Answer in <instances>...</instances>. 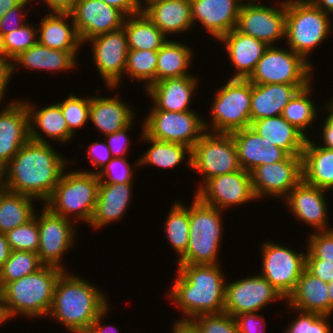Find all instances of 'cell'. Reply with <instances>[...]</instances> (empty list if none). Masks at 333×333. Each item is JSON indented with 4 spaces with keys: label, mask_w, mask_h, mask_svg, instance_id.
<instances>
[{
    "label": "cell",
    "mask_w": 333,
    "mask_h": 333,
    "mask_svg": "<svg viewBox=\"0 0 333 333\" xmlns=\"http://www.w3.org/2000/svg\"><path fill=\"white\" fill-rule=\"evenodd\" d=\"M312 65L290 48L269 46L248 80L253 84H310Z\"/></svg>",
    "instance_id": "cell-10"
},
{
    "label": "cell",
    "mask_w": 333,
    "mask_h": 333,
    "mask_svg": "<svg viewBox=\"0 0 333 333\" xmlns=\"http://www.w3.org/2000/svg\"><path fill=\"white\" fill-rule=\"evenodd\" d=\"M35 198L7 189L0 192V233H6L29 221L35 214Z\"/></svg>",
    "instance_id": "cell-38"
},
{
    "label": "cell",
    "mask_w": 333,
    "mask_h": 333,
    "mask_svg": "<svg viewBox=\"0 0 333 333\" xmlns=\"http://www.w3.org/2000/svg\"><path fill=\"white\" fill-rule=\"evenodd\" d=\"M64 271L59 267L44 265L33 274L6 283L0 289V297L12 318L17 315L27 318L49 315L56 282Z\"/></svg>",
    "instance_id": "cell-4"
},
{
    "label": "cell",
    "mask_w": 333,
    "mask_h": 333,
    "mask_svg": "<svg viewBox=\"0 0 333 333\" xmlns=\"http://www.w3.org/2000/svg\"><path fill=\"white\" fill-rule=\"evenodd\" d=\"M261 2L259 0H239V3L241 4V6H244V5H256V4H260L258 2Z\"/></svg>",
    "instance_id": "cell-70"
},
{
    "label": "cell",
    "mask_w": 333,
    "mask_h": 333,
    "mask_svg": "<svg viewBox=\"0 0 333 333\" xmlns=\"http://www.w3.org/2000/svg\"><path fill=\"white\" fill-rule=\"evenodd\" d=\"M5 173H4V166L0 164V192L5 190Z\"/></svg>",
    "instance_id": "cell-68"
},
{
    "label": "cell",
    "mask_w": 333,
    "mask_h": 333,
    "mask_svg": "<svg viewBox=\"0 0 333 333\" xmlns=\"http://www.w3.org/2000/svg\"><path fill=\"white\" fill-rule=\"evenodd\" d=\"M279 6V8L263 4L241 6L236 29L265 42L268 46H274L275 41L285 38V1Z\"/></svg>",
    "instance_id": "cell-18"
},
{
    "label": "cell",
    "mask_w": 333,
    "mask_h": 333,
    "mask_svg": "<svg viewBox=\"0 0 333 333\" xmlns=\"http://www.w3.org/2000/svg\"><path fill=\"white\" fill-rule=\"evenodd\" d=\"M221 87L212 103L211 125L204 120L205 130L231 134L250 127L252 83L248 79L230 78Z\"/></svg>",
    "instance_id": "cell-7"
},
{
    "label": "cell",
    "mask_w": 333,
    "mask_h": 333,
    "mask_svg": "<svg viewBox=\"0 0 333 333\" xmlns=\"http://www.w3.org/2000/svg\"><path fill=\"white\" fill-rule=\"evenodd\" d=\"M191 168L200 172L203 182L211 178L241 170L232 134L206 131L191 149Z\"/></svg>",
    "instance_id": "cell-9"
},
{
    "label": "cell",
    "mask_w": 333,
    "mask_h": 333,
    "mask_svg": "<svg viewBox=\"0 0 333 333\" xmlns=\"http://www.w3.org/2000/svg\"><path fill=\"white\" fill-rule=\"evenodd\" d=\"M28 4L31 3H19L0 18V38L6 33L18 30L26 23L24 18H26L25 13L28 11L25 10V7Z\"/></svg>",
    "instance_id": "cell-51"
},
{
    "label": "cell",
    "mask_w": 333,
    "mask_h": 333,
    "mask_svg": "<svg viewBox=\"0 0 333 333\" xmlns=\"http://www.w3.org/2000/svg\"><path fill=\"white\" fill-rule=\"evenodd\" d=\"M24 102L29 113L31 140L48 143V141L43 138L44 136L41 133L39 134V130L46 137H50L51 140L61 143H66L67 141H71V139H73L72 137L74 135L67 127L58 102L55 104L53 103L52 105L44 106L41 109H36L35 104L33 105L32 103H28L27 100H24Z\"/></svg>",
    "instance_id": "cell-29"
},
{
    "label": "cell",
    "mask_w": 333,
    "mask_h": 333,
    "mask_svg": "<svg viewBox=\"0 0 333 333\" xmlns=\"http://www.w3.org/2000/svg\"><path fill=\"white\" fill-rule=\"evenodd\" d=\"M328 283L311 274L306 268L296 287L286 299L289 308L329 316Z\"/></svg>",
    "instance_id": "cell-30"
},
{
    "label": "cell",
    "mask_w": 333,
    "mask_h": 333,
    "mask_svg": "<svg viewBox=\"0 0 333 333\" xmlns=\"http://www.w3.org/2000/svg\"><path fill=\"white\" fill-rule=\"evenodd\" d=\"M307 138L302 153L303 180L327 191L333 189V149Z\"/></svg>",
    "instance_id": "cell-34"
},
{
    "label": "cell",
    "mask_w": 333,
    "mask_h": 333,
    "mask_svg": "<svg viewBox=\"0 0 333 333\" xmlns=\"http://www.w3.org/2000/svg\"><path fill=\"white\" fill-rule=\"evenodd\" d=\"M71 19L70 13L47 12L37 28L38 43L55 50L79 51L82 43Z\"/></svg>",
    "instance_id": "cell-31"
},
{
    "label": "cell",
    "mask_w": 333,
    "mask_h": 333,
    "mask_svg": "<svg viewBox=\"0 0 333 333\" xmlns=\"http://www.w3.org/2000/svg\"><path fill=\"white\" fill-rule=\"evenodd\" d=\"M123 28L129 49L159 50L168 41V37L143 11L125 17Z\"/></svg>",
    "instance_id": "cell-35"
},
{
    "label": "cell",
    "mask_w": 333,
    "mask_h": 333,
    "mask_svg": "<svg viewBox=\"0 0 333 333\" xmlns=\"http://www.w3.org/2000/svg\"><path fill=\"white\" fill-rule=\"evenodd\" d=\"M12 316L8 310L3 299L0 297V324L7 322L8 319L11 320Z\"/></svg>",
    "instance_id": "cell-66"
},
{
    "label": "cell",
    "mask_w": 333,
    "mask_h": 333,
    "mask_svg": "<svg viewBox=\"0 0 333 333\" xmlns=\"http://www.w3.org/2000/svg\"><path fill=\"white\" fill-rule=\"evenodd\" d=\"M109 302L100 289L64 271L58 278L49 316L73 333H85Z\"/></svg>",
    "instance_id": "cell-3"
},
{
    "label": "cell",
    "mask_w": 333,
    "mask_h": 333,
    "mask_svg": "<svg viewBox=\"0 0 333 333\" xmlns=\"http://www.w3.org/2000/svg\"><path fill=\"white\" fill-rule=\"evenodd\" d=\"M88 147L89 148H87L86 151L88 152V157L90 158L89 162L92 163L93 167L100 168V170H86V172L98 174L102 169H104V167L111 161L113 157L105 141L92 142Z\"/></svg>",
    "instance_id": "cell-53"
},
{
    "label": "cell",
    "mask_w": 333,
    "mask_h": 333,
    "mask_svg": "<svg viewBox=\"0 0 333 333\" xmlns=\"http://www.w3.org/2000/svg\"><path fill=\"white\" fill-rule=\"evenodd\" d=\"M78 51H63L48 48L38 42L21 52L12 60L13 74L16 66L22 65L30 70H45L49 72L68 71L77 66ZM14 62V63H13ZM17 63V64H16Z\"/></svg>",
    "instance_id": "cell-33"
},
{
    "label": "cell",
    "mask_w": 333,
    "mask_h": 333,
    "mask_svg": "<svg viewBox=\"0 0 333 333\" xmlns=\"http://www.w3.org/2000/svg\"><path fill=\"white\" fill-rule=\"evenodd\" d=\"M142 11L166 36L186 33L194 25L190 0H149Z\"/></svg>",
    "instance_id": "cell-25"
},
{
    "label": "cell",
    "mask_w": 333,
    "mask_h": 333,
    "mask_svg": "<svg viewBox=\"0 0 333 333\" xmlns=\"http://www.w3.org/2000/svg\"><path fill=\"white\" fill-rule=\"evenodd\" d=\"M63 157L49 143L30 139L4 166L6 189L45 203L67 167Z\"/></svg>",
    "instance_id": "cell-1"
},
{
    "label": "cell",
    "mask_w": 333,
    "mask_h": 333,
    "mask_svg": "<svg viewBox=\"0 0 333 333\" xmlns=\"http://www.w3.org/2000/svg\"><path fill=\"white\" fill-rule=\"evenodd\" d=\"M19 3L16 0H0V18Z\"/></svg>",
    "instance_id": "cell-65"
},
{
    "label": "cell",
    "mask_w": 333,
    "mask_h": 333,
    "mask_svg": "<svg viewBox=\"0 0 333 333\" xmlns=\"http://www.w3.org/2000/svg\"><path fill=\"white\" fill-rule=\"evenodd\" d=\"M81 43L123 27L125 15L101 0H77L69 12Z\"/></svg>",
    "instance_id": "cell-19"
},
{
    "label": "cell",
    "mask_w": 333,
    "mask_h": 333,
    "mask_svg": "<svg viewBox=\"0 0 333 333\" xmlns=\"http://www.w3.org/2000/svg\"><path fill=\"white\" fill-rule=\"evenodd\" d=\"M262 275L285 298L293 292L306 268V253L272 241L262 244Z\"/></svg>",
    "instance_id": "cell-12"
},
{
    "label": "cell",
    "mask_w": 333,
    "mask_h": 333,
    "mask_svg": "<svg viewBox=\"0 0 333 333\" xmlns=\"http://www.w3.org/2000/svg\"><path fill=\"white\" fill-rule=\"evenodd\" d=\"M250 174L256 198H285L303 179L302 155H289L283 161L257 166Z\"/></svg>",
    "instance_id": "cell-14"
},
{
    "label": "cell",
    "mask_w": 333,
    "mask_h": 333,
    "mask_svg": "<svg viewBox=\"0 0 333 333\" xmlns=\"http://www.w3.org/2000/svg\"><path fill=\"white\" fill-rule=\"evenodd\" d=\"M36 211L34 216L22 224L5 233L12 251L23 250L37 253L39 248V228Z\"/></svg>",
    "instance_id": "cell-45"
},
{
    "label": "cell",
    "mask_w": 333,
    "mask_h": 333,
    "mask_svg": "<svg viewBox=\"0 0 333 333\" xmlns=\"http://www.w3.org/2000/svg\"><path fill=\"white\" fill-rule=\"evenodd\" d=\"M288 156L289 154L285 150L271 144L269 147H263L262 165L283 161Z\"/></svg>",
    "instance_id": "cell-59"
},
{
    "label": "cell",
    "mask_w": 333,
    "mask_h": 333,
    "mask_svg": "<svg viewBox=\"0 0 333 333\" xmlns=\"http://www.w3.org/2000/svg\"><path fill=\"white\" fill-rule=\"evenodd\" d=\"M193 23L199 21L217 40L236 28L239 0H190Z\"/></svg>",
    "instance_id": "cell-22"
},
{
    "label": "cell",
    "mask_w": 333,
    "mask_h": 333,
    "mask_svg": "<svg viewBox=\"0 0 333 333\" xmlns=\"http://www.w3.org/2000/svg\"><path fill=\"white\" fill-rule=\"evenodd\" d=\"M306 241V260L333 262V228L315 231Z\"/></svg>",
    "instance_id": "cell-48"
},
{
    "label": "cell",
    "mask_w": 333,
    "mask_h": 333,
    "mask_svg": "<svg viewBox=\"0 0 333 333\" xmlns=\"http://www.w3.org/2000/svg\"><path fill=\"white\" fill-rule=\"evenodd\" d=\"M77 0H43L50 12L69 13Z\"/></svg>",
    "instance_id": "cell-61"
},
{
    "label": "cell",
    "mask_w": 333,
    "mask_h": 333,
    "mask_svg": "<svg viewBox=\"0 0 333 333\" xmlns=\"http://www.w3.org/2000/svg\"><path fill=\"white\" fill-rule=\"evenodd\" d=\"M140 138L151 143L152 146L141 158L137 159V163L135 161L134 166L155 165L164 169H171L177 167L185 159L187 161L186 164L191 168L192 154L190 147L179 143L153 139L148 137L143 131Z\"/></svg>",
    "instance_id": "cell-36"
},
{
    "label": "cell",
    "mask_w": 333,
    "mask_h": 333,
    "mask_svg": "<svg viewBox=\"0 0 333 333\" xmlns=\"http://www.w3.org/2000/svg\"><path fill=\"white\" fill-rule=\"evenodd\" d=\"M142 1H144V2H142V4L144 5V3L146 4L149 0H142ZM138 2H139V4L142 6V4H141V0H138Z\"/></svg>",
    "instance_id": "cell-72"
},
{
    "label": "cell",
    "mask_w": 333,
    "mask_h": 333,
    "mask_svg": "<svg viewBox=\"0 0 333 333\" xmlns=\"http://www.w3.org/2000/svg\"><path fill=\"white\" fill-rule=\"evenodd\" d=\"M195 196L206 205L222 211L234 205L258 201L253 191L251 174L243 169L209 179Z\"/></svg>",
    "instance_id": "cell-16"
},
{
    "label": "cell",
    "mask_w": 333,
    "mask_h": 333,
    "mask_svg": "<svg viewBox=\"0 0 333 333\" xmlns=\"http://www.w3.org/2000/svg\"><path fill=\"white\" fill-rule=\"evenodd\" d=\"M133 173V168L125 157H116L112 158L97 175L102 183L123 184L133 183Z\"/></svg>",
    "instance_id": "cell-50"
},
{
    "label": "cell",
    "mask_w": 333,
    "mask_h": 333,
    "mask_svg": "<svg viewBox=\"0 0 333 333\" xmlns=\"http://www.w3.org/2000/svg\"><path fill=\"white\" fill-rule=\"evenodd\" d=\"M18 3H30L32 0H16ZM34 1V0H33Z\"/></svg>",
    "instance_id": "cell-71"
},
{
    "label": "cell",
    "mask_w": 333,
    "mask_h": 333,
    "mask_svg": "<svg viewBox=\"0 0 333 333\" xmlns=\"http://www.w3.org/2000/svg\"><path fill=\"white\" fill-rule=\"evenodd\" d=\"M146 117L142 130L148 137L191 149L206 132L203 118L193 109L184 112L151 110Z\"/></svg>",
    "instance_id": "cell-11"
},
{
    "label": "cell",
    "mask_w": 333,
    "mask_h": 333,
    "mask_svg": "<svg viewBox=\"0 0 333 333\" xmlns=\"http://www.w3.org/2000/svg\"><path fill=\"white\" fill-rule=\"evenodd\" d=\"M306 269L326 283L333 280V262L325 260H306Z\"/></svg>",
    "instance_id": "cell-55"
},
{
    "label": "cell",
    "mask_w": 333,
    "mask_h": 333,
    "mask_svg": "<svg viewBox=\"0 0 333 333\" xmlns=\"http://www.w3.org/2000/svg\"><path fill=\"white\" fill-rule=\"evenodd\" d=\"M189 208V242L178 264H219L222 238V210L206 205L194 195Z\"/></svg>",
    "instance_id": "cell-6"
},
{
    "label": "cell",
    "mask_w": 333,
    "mask_h": 333,
    "mask_svg": "<svg viewBox=\"0 0 333 333\" xmlns=\"http://www.w3.org/2000/svg\"><path fill=\"white\" fill-rule=\"evenodd\" d=\"M131 106L116 96H91L89 121L103 134L109 135L134 121Z\"/></svg>",
    "instance_id": "cell-32"
},
{
    "label": "cell",
    "mask_w": 333,
    "mask_h": 333,
    "mask_svg": "<svg viewBox=\"0 0 333 333\" xmlns=\"http://www.w3.org/2000/svg\"><path fill=\"white\" fill-rule=\"evenodd\" d=\"M257 313L258 312L242 313L234 317L239 333H263L266 331L262 329L263 325H259L264 323L265 319L261 314L258 315Z\"/></svg>",
    "instance_id": "cell-54"
},
{
    "label": "cell",
    "mask_w": 333,
    "mask_h": 333,
    "mask_svg": "<svg viewBox=\"0 0 333 333\" xmlns=\"http://www.w3.org/2000/svg\"><path fill=\"white\" fill-rule=\"evenodd\" d=\"M329 17L330 14L323 12L314 4L286 3L285 39L288 47L308 60L310 53L332 31L333 24Z\"/></svg>",
    "instance_id": "cell-8"
},
{
    "label": "cell",
    "mask_w": 333,
    "mask_h": 333,
    "mask_svg": "<svg viewBox=\"0 0 333 333\" xmlns=\"http://www.w3.org/2000/svg\"><path fill=\"white\" fill-rule=\"evenodd\" d=\"M219 265L178 264L169 298L186 314L182 318L224 312L226 280Z\"/></svg>",
    "instance_id": "cell-2"
},
{
    "label": "cell",
    "mask_w": 333,
    "mask_h": 333,
    "mask_svg": "<svg viewBox=\"0 0 333 333\" xmlns=\"http://www.w3.org/2000/svg\"><path fill=\"white\" fill-rule=\"evenodd\" d=\"M91 97H79L70 93L63 102H58L69 131L75 136L76 128L89 122Z\"/></svg>",
    "instance_id": "cell-46"
},
{
    "label": "cell",
    "mask_w": 333,
    "mask_h": 333,
    "mask_svg": "<svg viewBox=\"0 0 333 333\" xmlns=\"http://www.w3.org/2000/svg\"><path fill=\"white\" fill-rule=\"evenodd\" d=\"M328 104H325L324 107L326 106L329 115L326 117V120L324 121V125H323V130L321 132L322 137H323V144L324 145H320L326 148H330L333 149V103L329 100V102H327Z\"/></svg>",
    "instance_id": "cell-58"
},
{
    "label": "cell",
    "mask_w": 333,
    "mask_h": 333,
    "mask_svg": "<svg viewBox=\"0 0 333 333\" xmlns=\"http://www.w3.org/2000/svg\"><path fill=\"white\" fill-rule=\"evenodd\" d=\"M285 298L262 275L250 276L226 284L224 312L235 317L258 312L267 304Z\"/></svg>",
    "instance_id": "cell-15"
},
{
    "label": "cell",
    "mask_w": 333,
    "mask_h": 333,
    "mask_svg": "<svg viewBox=\"0 0 333 333\" xmlns=\"http://www.w3.org/2000/svg\"><path fill=\"white\" fill-rule=\"evenodd\" d=\"M11 251L5 233H0V267L9 259Z\"/></svg>",
    "instance_id": "cell-63"
},
{
    "label": "cell",
    "mask_w": 333,
    "mask_h": 333,
    "mask_svg": "<svg viewBox=\"0 0 333 333\" xmlns=\"http://www.w3.org/2000/svg\"><path fill=\"white\" fill-rule=\"evenodd\" d=\"M193 75L168 78L151 84L146 90L154 102L151 110L189 111L191 99L198 86Z\"/></svg>",
    "instance_id": "cell-23"
},
{
    "label": "cell",
    "mask_w": 333,
    "mask_h": 333,
    "mask_svg": "<svg viewBox=\"0 0 333 333\" xmlns=\"http://www.w3.org/2000/svg\"><path fill=\"white\" fill-rule=\"evenodd\" d=\"M330 316L299 310L296 317L284 333H332L327 320Z\"/></svg>",
    "instance_id": "cell-47"
},
{
    "label": "cell",
    "mask_w": 333,
    "mask_h": 333,
    "mask_svg": "<svg viewBox=\"0 0 333 333\" xmlns=\"http://www.w3.org/2000/svg\"><path fill=\"white\" fill-rule=\"evenodd\" d=\"M309 84H253L251 96V122L282 115L284 107L295 93Z\"/></svg>",
    "instance_id": "cell-27"
},
{
    "label": "cell",
    "mask_w": 333,
    "mask_h": 333,
    "mask_svg": "<svg viewBox=\"0 0 333 333\" xmlns=\"http://www.w3.org/2000/svg\"><path fill=\"white\" fill-rule=\"evenodd\" d=\"M106 4L117 8L126 17L130 15L137 14L142 11V6L139 4L138 0H101Z\"/></svg>",
    "instance_id": "cell-57"
},
{
    "label": "cell",
    "mask_w": 333,
    "mask_h": 333,
    "mask_svg": "<svg viewBox=\"0 0 333 333\" xmlns=\"http://www.w3.org/2000/svg\"><path fill=\"white\" fill-rule=\"evenodd\" d=\"M228 52V57L236 68L231 78L248 79L257 63L269 47L265 42L239 32L236 28L218 39Z\"/></svg>",
    "instance_id": "cell-24"
},
{
    "label": "cell",
    "mask_w": 333,
    "mask_h": 333,
    "mask_svg": "<svg viewBox=\"0 0 333 333\" xmlns=\"http://www.w3.org/2000/svg\"><path fill=\"white\" fill-rule=\"evenodd\" d=\"M328 294H329V316L333 313V280L328 283Z\"/></svg>",
    "instance_id": "cell-67"
},
{
    "label": "cell",
    "mask_w": 333,
    "mask_h": 333,
    "mask_svg": "<svg viewBox=\"0 0 333 333\" xmlns=\"http://www.w3.org/2000/svg\"><path fill=\"white\" fill-rule=\"evenodd\" d=\"M39 228V248L37 254L44 265L59 267L66 271L61 259L64 253L72 247L75 241V231L72 221L63 216L53 214L43 207L41 215L37 216ZM61 263V264H60Z\"/></svg>",
    "instance_id": "cell-13"
},
{
    "label": "cell",
    "mask_w": 333,
    "mask_h": 333,
    "mask_svg": "<svg viewBox=\"0 0 333 333\" xmlns=\"http://www.w3.org/2000/svg\"><path fill=\"white\" fill-rule=\"evenodd\" d=\"M193 51L183 42L170 39L158 50L156 82L191 75L188 72Z\"/></svg>",
    "instance_id": "cell-37"
},
{
    "label": "cell",
    "mask_w": 333,
    "mask_h": 333,
    "mask_svg": "<svg viewBox=\"0 0 333 333\" xmlns=\"http://www.w3.org/2000/svg\"><path fill=\"white\" fill-rule=\"evenodd\" d=\"M317 0H285L289 4H315Z\"/></svg>",
    "instance_id": "cell-69"
},
{
    "label": "cell",
    "mask_w": 333,
    "mask_h": 333,
    "mask_svg": "<svg viewBox=\"0 0 333 333\" xmlns=\"http://www.w3.org/2000/svg\"><path fill=\"white\" fill-rule=\"evenodd\" d=\"M158 50H133L129 49L125 75L137 82H145V89L156 82Z\"/></svg>",
    "instance_id": "cell-43"
},
{
    "label": "cell",
    "mask_w": 333,
    "mask_h": 333,
    "mask_svg": "<svg viewBox=\"0 0 333 333\" xmlns=\"http://www.w3.org/2000/svg\"><path fill=\"white\" fill-rule=\"evenodd\" d=\"M250 128L262 136L263 147L271 144L282 148L289 155H302L307 138L282 115L254 120Z\"/></svg>",
    "instance_id": "cell-28"
},
{
    "label": "cell",
    "mask_w": 333,
    "mask_h": 333,
    "mask_svg": "<svg viewBox=\"0 0 333 333\" xmlns=\"http://www.w3.org/2000/svg\"><path fill=\"white\" fill-rule=\"evenodd\" d=\"M132 186L133 183L111 184L100 181L96 208L89 225L94 229H101L120 220L131 201Z\"/></svg>",
    "instance_id": "cell-26"
},
{
    "label": "cell",
    "mask_w": 333,
    "mask_h": 333,
    "mask_svg": "<svg viewBox=\"0 0 333 333\" xmlns=\"http://www.w3.org/2000/svg\"><path fill=\"white\" fill-rule=\"evenodd\" d=\"M164 225L166 238L179 255V260L185 254L189 242V207L181 202H174Z\"/></svg>",
    "instance_id": "cell-40"
},
{
    "label": "cell",
    "mask_w": 333,
    "mask_h": 333,
    "mask_svg": "<svg viewBox=\"0 0 333 333\" xmlns=\"http://www.w3.org/2000/svg\"><path fill=\"white\" fill-rule=\"evenodd\" d=\"M325 191L328 192L302 179L284 199L295 218L315 228V231L329 230Z\"/></svg>",
    "instance_id": "cell-21"
},
{
    "label": "cell",
    "mask_w": 333,
    "mask_h": 333,
    "mask_svg": "<svg viewBox=\"0 0 333 333\" xmlns=\"http://www.w3.org/2000/svg\"><path fill=\"white\" fill-rule=\"evenodd\" d=\"M173 326V333H201L198 324L193 319L180 318Z\"/></svg>",
    "instance_id": "cell-60"
},
{
    "label": "cell",
    "mask_w": 333,
    "mask_h": 333,
    "mask_svg": "<svg viewBox=\"0 0 333 333\" xmlns=\"http://www.w3.org/2000/svg\"><path fill=\"white\" fill-rule=\"evenodd\" d=\"M110 311L109 306L101 312L96 320L92 323V325L89 327V329L85 333H118V330L113 331V329H117L116 327L112 328L110 325H101L102 319L106 317L105 315ZM112 328V330H110Z\"/></svg>",
    "instance_id": "cell-62"
},
{
    "label": "cell",
    "mask_w": 333,
    "mask_h": 333,
    "mask_svg": "<svg viewBox=\"0 0 333 333\" xmlns=\"http://www.w3.org/2000/svg\"><path fill=\"white\" fill-rule=\"evenodd\" d=\"M87 41L91 43L93 60L105 86L116 89L125 73L129 50L124 28L97 35Z\"/></svg>",
    "instance_id": "cell-17"
},
{
    "label": "cell",
    "mask_w": 333,
    "mask_h": 333,
    "mask_svg": "<svg viewBox=\"0 0 333 333\" xmlns=\"http://www.w3.org/2000/svg\"><path fill=\"white\" fill-rule=\"evenodd\" d=\"M232 134L236 145L238 160L241 168L251 172L262 165L263 138L250 127L237 130Z\"/></svg>",
    "instance_id": "cell-41"
},
{
    "label": "cell",
    "mask_w": 333,
    "mask_h": 333,
    "mask_svg": "<svg viewBox=\"0 0 333 333\" xmlns=\"http://www.w3.org/2000/svg\"><path fill=\"white\" fill-rule=\"evenodd\" d=\"M312 83L305 88L299 89L295 95L291 98L289 103L284 107L282 117L288 121L292 126L299 130L306 138H309L306 134V127L315 121L317 116V107L311 100L310 95L313 91Z\"/></svg>",
    "instance_id": "cell-39"
},
{
    "label": "cell",
    "mask_w": 333,
    "mask_h": 333,
    "mask_svg": "<svg viewBox=\"0 0 333 333\" xmlns=\"http://www.w3.org/2000/svg\"><path fill=\"white\" fill-rule=\"evenodd\" d=\"M28 22L18 30L4 34L0 38V54L12 61L21 52L26 51L38 42L37 28Z\"/></svg>",
    "instance_id": "cell-44"
},
{
    "label": "cell",
    "mask_w": 333,
    "mask_h": 333,
    "mask_svg": "<svg viewBox=\"0 0 333 333\" xmlns=\"http://www.w3.org/2000/svg\"><path fill=\"white\" fill-rule=\"evenodd\" d=\"M44 264L39 255L30 251H11L9 259L0 267V289L9 282L33 274Z\"/></svg>",
    "instance_id": "cell-42"
},
{
    "label": "cell",
    "mask_w": 333,
    "mask_h": 333,
    "mask_svg": "<svg viewBox=\"0 0 333 333\" xmlns=\"http://www.w3.org/2000/svg\"><path fill=\"white\" fill-rule=\"evenodd\" d=\"M12 102L0 111V164L3 166L30 140L27 106L23 100Z\"/></svg>",
    "instance_id": "cell-20"
},
{
    "label": "cell",
    "mask_w": 333,
    "mask_h": 333,
    "mask_svg": "<svg viewBox=\"0 0 333 333\" xmlns=\"http://www.w3.org/2000/svg\"><path fill=\"white\" fill-rule=\"evenodd\" d=\"M12 75H13L12 61L4 58L0 54V104L3 102L4 97H6L5 94L8 87L7 84H9Z\"/></svg>",
    "instance_id": "cell-56"
},
{
    "label": "cell",
    "mask_w": 333,
    "mask_h": 333,
    "mask_svg": "<svg viewBox=\"0 0 333 333\" xmlns=\"http://www.w3.org/2000/svg\"><path fill=\"white\" fill-rule=\"evenodd\" d=\"M99 182L97 174L85 170L63 172L44 205L53 214L72 219L73 223L79 220L89 224L96 208Z\"/></svg>",
    "instance_id": "cell-5"
},
{
    "label": "cell",
    "mask_w": 333,
    "mask_h": 333,
    "mask_svg": "<svg viewBox=\"0 0 333 333\" xmlns=\"http://www.w3.org/2000/svg\"><path fill=\"white\" fill-rule=\"evenodd\" d=\"M201 333H239L235 318L226 312L202 314L193 319Z\"/></svg>",
    "instance_id": "cell-49"
},
{
    "label": "cell",
    "mask_w": 333,
    "mask_h": 333,
    "mask_svg": "<svg viewBox=\"0 0 333 333\" xmlns=\"http://www.w3.org/2000/svg\"><path fill=\"white\" fill-rule=\"evenodd\" d=\"M314 5L325 13H333V0H317Z\"/></svg>",
    "instance_id": "cell-64"
},
{
    "label": "cell",
    "mask_w": 333,
    "mask_h": 333,
    "mask_svg": "<svg viewBox=\"0 0 333 333\" xmlns=\"http://www.w3.org/2000/svg\"><path fill=\"white\" fill-rule=\"evenodd\" d=\"M133 125V121L119 129L117 132L106 135L104 140H106V144L110 149L111 155L113 158L116 157H126V151L129 147L131 140H129V136L127 135L131 126Z\"/></svg>",
    "instance_id": "cell-52"
}]
</instances>
